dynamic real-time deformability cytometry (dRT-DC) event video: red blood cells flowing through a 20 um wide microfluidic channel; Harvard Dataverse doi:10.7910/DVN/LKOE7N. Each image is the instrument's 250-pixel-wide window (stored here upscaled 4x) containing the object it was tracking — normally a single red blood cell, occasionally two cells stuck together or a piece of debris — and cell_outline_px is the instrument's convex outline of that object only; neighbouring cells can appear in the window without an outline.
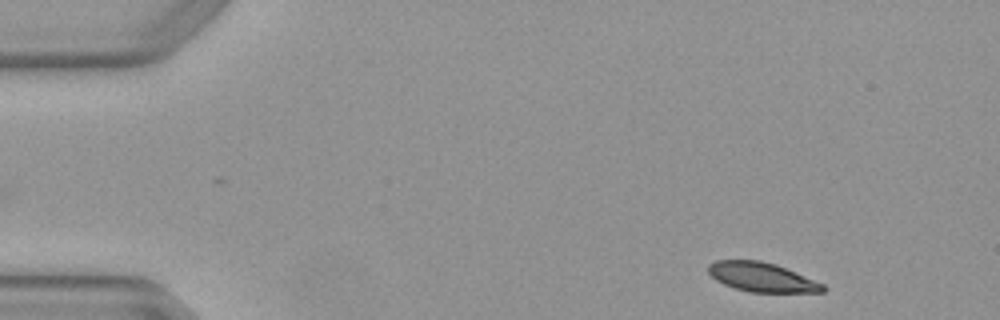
{"species": "Egyptian fruit bat (a non-hibernating species)", "species_latin": "Rousettus aegyptiacus", "temperature_condition": "warm", "stored_images_in_passage": 6, "camera_frame_rate_fps": 3000, "um_per_image_px": 0.085, "animal": {"sex": "female"}, "frame": {"image": 1, "passage_image": 1, "time_ms": 0.0, "image_size_px": [1000, 320], "cell_outline_px": [[824, 292], [748, 292], [724, 284], [716, 280], [708, 272], [708, 264], [716, 260], [760, 260], [776, 264], [796, 272], [824, 284]], "centroid_in_image_um": [64.74, 23.55], "position_along_channel_um": 20.3, "area_um2": 19.48}}
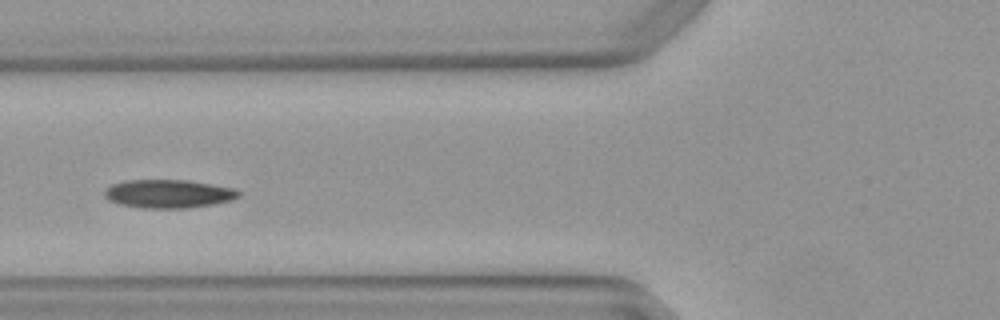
{"frame": {"image": 2, "passage_image": 5, "time_ms": 1.333, "image_size_px": [1000, 320], "cell_outline_px": [[240, 196], [228, 200], [212, 204], [184, 208], [144, 208], [120, 204], [108, 200], [104, 196], [104, 188], [112, 184], [124, 180], [188, 180], [236, 188], [240, 192]], "centroid_in_image_um": [14.28, 16.46], "position_along_channel_um": 111.5, "area_um2": 22.2}}
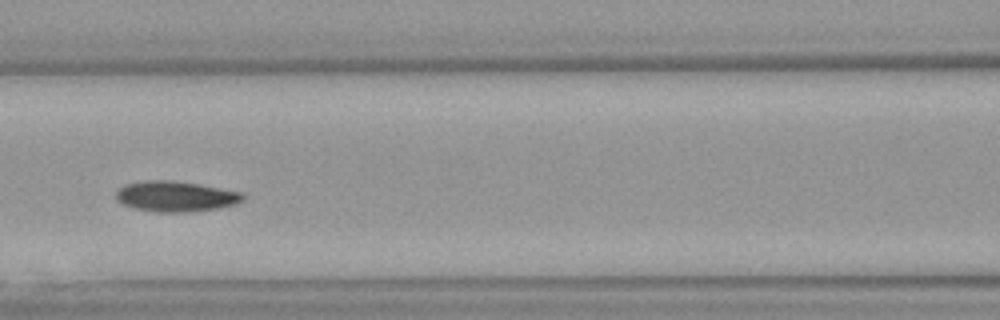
{"frame": {"image": 3, "passage_image": 6, "time_ms": 1.667, "image_size_px": [1000, 320], "cell_outline_px": [[244, 200], [236, 204], [216, 208], [184, 212], [156, 212], [136, 208], [124, 204], [116, 200], [116, 192], [124, 184], [144, 180], [168, 180], [200, 184], [240, 192], [244, 196]], "centroid_in_image_um": [14.91, 16.68], "position_along_channel_um": 151.7, "area_um2": 22.37}}